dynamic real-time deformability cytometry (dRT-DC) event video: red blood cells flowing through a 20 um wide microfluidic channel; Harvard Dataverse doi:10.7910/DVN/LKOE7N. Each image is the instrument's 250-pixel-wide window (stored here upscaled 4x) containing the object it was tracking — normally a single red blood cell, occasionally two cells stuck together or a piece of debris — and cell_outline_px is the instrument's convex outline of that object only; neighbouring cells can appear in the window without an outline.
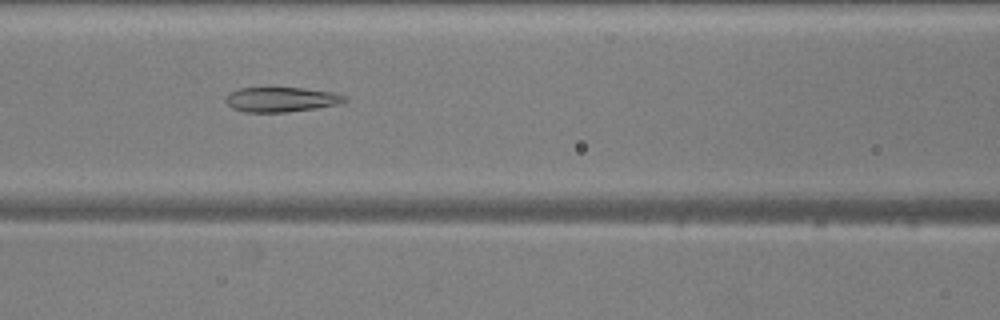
{"species": "common noctule bat (a hibernating species)", "species_latin": "Nyctalus noctula", "temperature_condition": "warm", "stored_images_in_passage": 51, "camera_frame_rate_fps": 3000, "um_per_image_px": 0.085, "animal": {"sex": "male", "body_mass_g": 20.5, "forearm_length_mm": 52.5}, "frame": {"image": 1, "passage_image": 21, "time_ms": 6.667, "image_size_px": [1000, 320], "cell_outline_px": [[348, 100], [336, 104], [316, 108], [288, 112], [244, 112], [232, 108], [224, 100], [224, 96], [228, 92], [240, 88], [304, 88], [336, 92], [344, 96]], "centroid_in_image_um": [23.86, 8.45], "position_along_channel_um": 142.7, "area_um2": 17.28}}
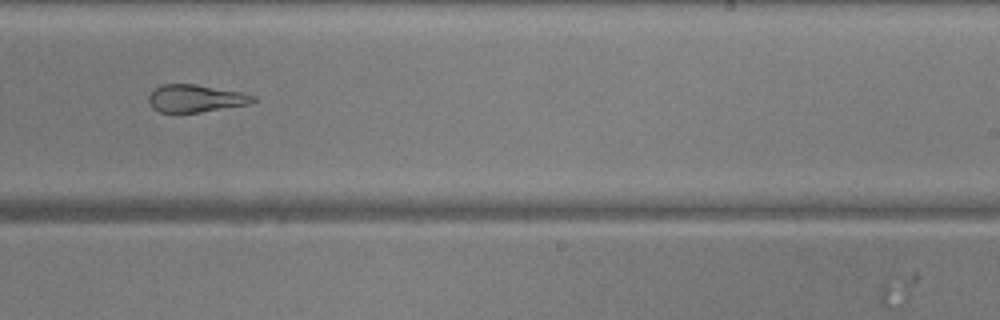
{"frame": {"image": 2, "passage_image": 31, "time_ms": 10.0, "image_size_px": [1000, 320], "cell_outline_px": [[256, 100], [252, 104], [200, 112], [160, 112], [152, 108], [148, 100], [148, 96], [160, 84], [196, 84], [240, 92], [256, 96]], "centroid_in_image_um": [16.64, 8.36], "position_along_channel_um": 272.4, "area_um2": 16.76}}
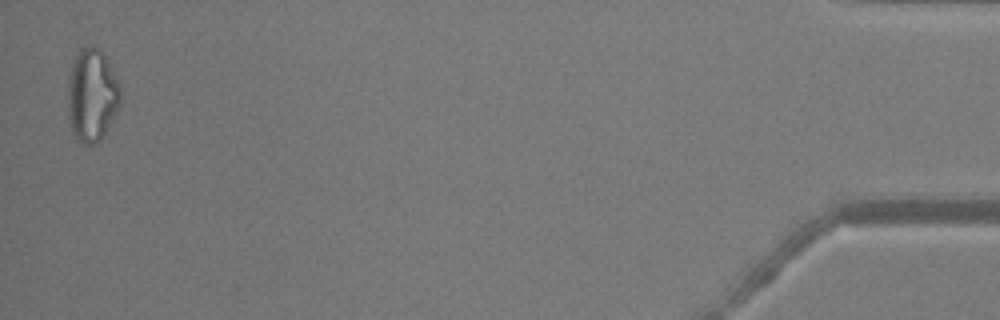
{"frame": {"image": 3, "passage_image": 50, "time_ms": 16.333, "image_size_px": [1000, 320], "cell_outline_px": [[120, 104], [100, 140], [96, 144], [84, 144], [76, 140], [72, 132], [68, 116], [68, 76], [72, 60], [80, 48], [88, 44], [100, 48], [104, 52], [120, 84]], "centroid_in_image_um": [7.79, 8.04], "position_along_channel_um": 427.4, "area_um2": 28.9}, "authors_computed_cell_mechanics": {"area_um2": 21.7906, "velocity_mm_per_s": 3.8925, "shape_relaxation_time_tau1_ms": null, "shape_relaxation_time_tau2_ms": 2.7529, "deformation_change_tau1": null, "deformation_change_tau2": 0.0986}}